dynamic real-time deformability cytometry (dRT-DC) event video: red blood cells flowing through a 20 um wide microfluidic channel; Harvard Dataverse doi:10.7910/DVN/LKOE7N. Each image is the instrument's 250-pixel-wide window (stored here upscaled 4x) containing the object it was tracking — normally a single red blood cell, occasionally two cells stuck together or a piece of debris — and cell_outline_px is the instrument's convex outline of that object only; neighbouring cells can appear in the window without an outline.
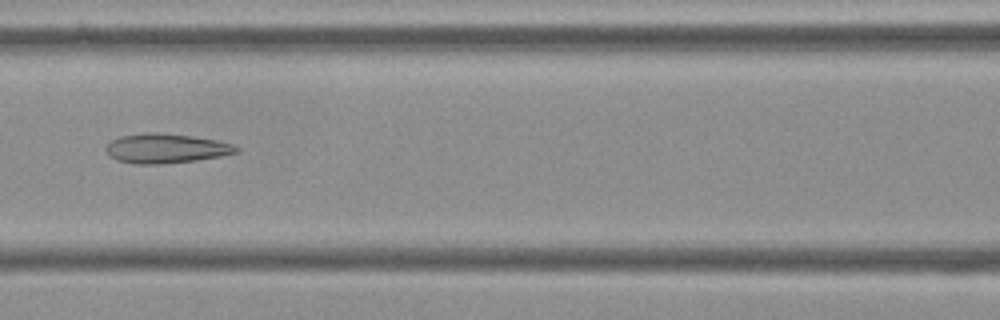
{"species": "Egyptian fruit bat (a non-hibernating species)", "species_latin": "Rousettus aegyptiacus", "temperature_condition": "cold", "stored_images_in_passage": 55, "camera_frame_rate_fps": 3000, "um_per_image_px": 0.085, "frame": {"image": 1, "passage_image": 24, "time_ms": 7.667, "image_size_px": [1000, 320], "cell_outline_px": [[240, 148], [236, 152], [220, 156], [196, 160], [160, 164], [136, 164], [116, 160], [108, 156], [104, 148], [112, 140], [120, 136], [144, 132], [156, 132], [188, 136], [216, 140], [232, 144]], "centroid_in_image_um": [14.04, 12.62], "position_along_channel_um": 152.6, "area_um2": 22.31}}
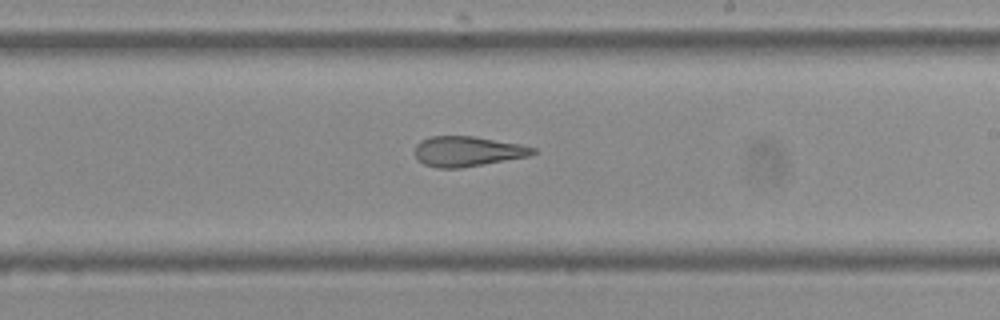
{"frame": {"image": 2, "passage_image": 32, "time_ms": 10.333, "image_size_px": [1000, 320], "cell_outline_px": [[536, 152], [528, 156], [460, 168], [436, 168], [424, 164], [416, 160], [412, 152], [416, 144], [420, 140], [428, 136], [472, 136], [520, 144], [536, 148]], "centroid_in_image_um": [39.64, 12.86], "position_along_channel_um": 249.4, "area_um2": 20.87}}
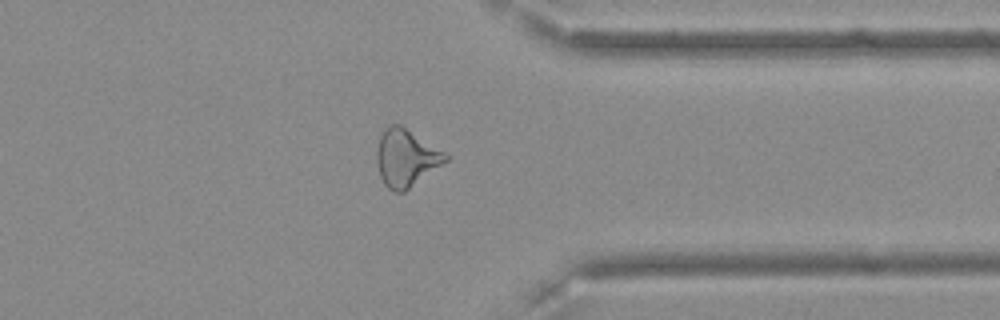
{"frame": {"image": 3, "passage_image": 43, "time_ms": 14.0, "image_size_px": [1000, 320], "cell_outline_px": [[452, 156], [448, 160], [404, 192], [396, 192], [388, 188], [384, 184], [380, 176], [376, 160], [376, 152], [380, 136], [384, 128], [388, 124], [400, 124]], "centroid_in_image_um": [34.51, 13.41], "position_along_channel_um": 376.9, "area_um2": 23.06}, "authors_computed_cell_mechanics": {"area_um2": 23.8136, "velocity_mm_per_s": 3.6383, "shape_relaxation_time_tau1_ms": null, "shape_relaxation_time_tau2_ms": 3.4677, "deformation_change_tau1": null, "deformation_change_tau2": 0.1408}}